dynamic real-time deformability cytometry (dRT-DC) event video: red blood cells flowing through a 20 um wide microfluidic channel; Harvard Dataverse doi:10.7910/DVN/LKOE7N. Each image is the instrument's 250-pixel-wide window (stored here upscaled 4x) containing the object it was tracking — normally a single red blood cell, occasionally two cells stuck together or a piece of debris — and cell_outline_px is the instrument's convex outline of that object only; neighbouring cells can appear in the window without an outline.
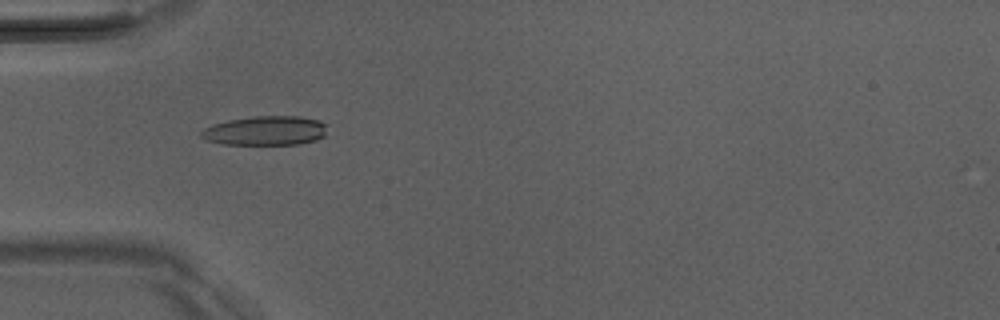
{"species": "Egyptian fruit bat (a non-hibernating species)", "species_latin": "Rousettus aegyptiacus", "temperature_condition": "room temperature", "stored_images_in_passage": 46, "camera_frame_rate_fps": 3000, "um_per_image_px": 0.085, "animal": {"sex": "male"}, "frame": {"image": 1, "passage_image": 11, "time_ms": 3.333, "image_size_px": [1000, 320], "cell_outline_px": [[328, 124], [324, 136], [316, 140], [300, 144], [224, 144], [208, 140], [200, 136], [200, 132], [204, 128], [212, 124], [228, 120], [256, 116], [296, 116], [320, 120]], "centroid_in_image_um": [22.59, 11.1], "position_along_channel_um": 62.4, "area_um2": 21.56}}
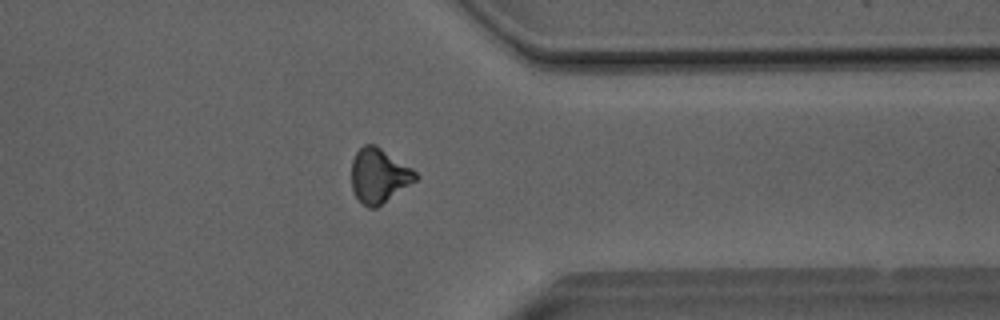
{"frame": {"image": 2, "passage_image": 35, "time_ms": 11.333, "image_size_px": [1000, 320], "cell_outline_px": [[420, 176], [416, 180], [376, 208], [368, 208], [360, 204], [352, 188], [352, 160], [356, 152], [364, 144], [376, 144], [412, 168]], "centroid_in_image_um": [32.2, 14.93], "position_along_channel_um": 379.2, "area_um2": 20.4}}
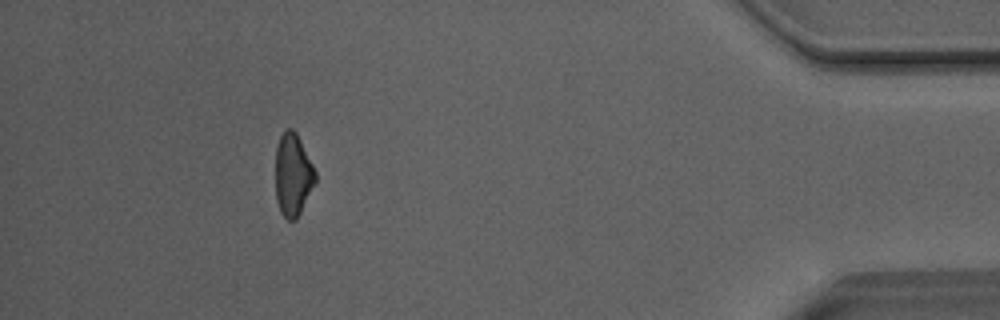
{"frame": {"image": 3, "passage_image": 41, "time_ms": 13.333, "image_size_px": [1000, 320], "cell_outline_px": [[316, 180], [296, 220], [288, 220], [280, 212], [276, 200], [276, 148], [280, 136], [288, 128], [292, 128], [296, 132], [316, 172]], "centroid_in_image_um": [24.88, 14.86], "position_along_channel_um": 410.3, "area_um2": 18.9}, "authors_computed_cell_mechanics": {"area_um2": 20.4612, "velocity_mm_per_s": 4.0675, "shape_relaxation_time_tau1_ms": 7.0446, "shape_relaxation_time_tau2_ms": 3.2199, "deformation_change_tau1": 0.1734, "deformation_change_tau2": 0.1039}}